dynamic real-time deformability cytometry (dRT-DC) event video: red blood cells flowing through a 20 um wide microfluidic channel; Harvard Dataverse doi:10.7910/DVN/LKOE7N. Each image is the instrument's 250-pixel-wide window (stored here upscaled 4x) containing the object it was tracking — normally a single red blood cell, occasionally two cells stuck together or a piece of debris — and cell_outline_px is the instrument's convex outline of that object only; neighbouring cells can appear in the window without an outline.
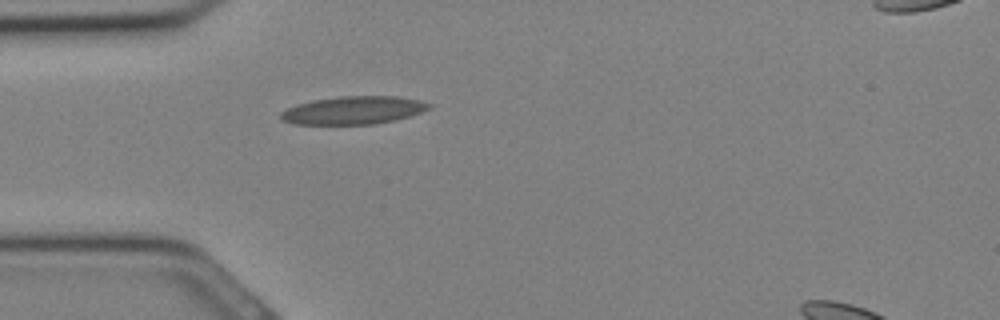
{"species": "Egyptian fruit bat (a non-hibernating species)", "species_latin": "Rousettus aegyptiacus", "temperature_condition": "cold", "stored_images_in_passage": 11, "camera_frame_rate_fps": 3000, "um_per_image_px": 0.085, "animal": {"sex": "female"}, "frame": {"image": 1, "passage_image": 1, "time_ms": 0.0, "image_size_px": [1000, 320], "cell_outline_px": [[432, 108], [408, 116], [392, 120], [372, 124], [296, 124], [280, 120], [280, 112], [296, 104], [316, 100], [340, 96], [396, 96], [420, 100], [432, 104]], "centroid_in_image_um": [30.03, 9.37], "position_along_channel_um": 55.0, "area_um2": 23.99}}
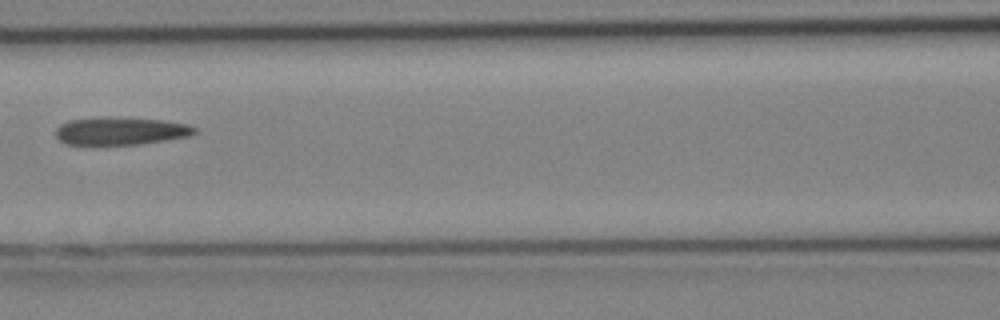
{"frame": {"image": 2, "passage_image": 6, "time_ms": 1.667, "image_size_px": [1000, 320], "cell_outline_px": [[196, 132], [188, 136], [140, 144], [64, 144], [56, 136], [56, 128], [60, 124], [72, 120], [100, 116], [160, 120], [188, 124], [196, 128]], "centroid_in_image_um": [10.22, 11.12], "position_along_channel_um": 156.4, "area_um2": 22.25}}
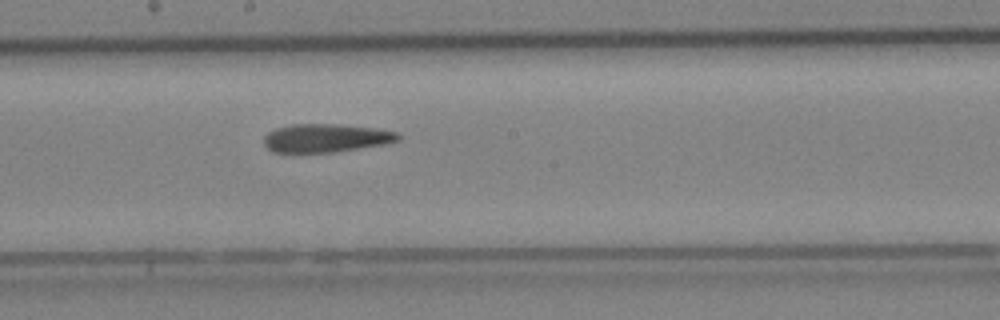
{"frame": {"image": 3, "passage_image": 9, "time_ms": 2.667, "image_size_px": [1000, 320], "cell_outline_px": [[400, 140], [388, 144], [332, 152], [272, 152], [264, 144], [264, 136], [268, 132], [276, 128], [292, 124], [340, 124], [376, 128], [396, 132], [400, 136]], "centroid_in_image_um": [27.72, 11.73], "position_along_channel_um": 220.5, "area_um2": 22.25}}